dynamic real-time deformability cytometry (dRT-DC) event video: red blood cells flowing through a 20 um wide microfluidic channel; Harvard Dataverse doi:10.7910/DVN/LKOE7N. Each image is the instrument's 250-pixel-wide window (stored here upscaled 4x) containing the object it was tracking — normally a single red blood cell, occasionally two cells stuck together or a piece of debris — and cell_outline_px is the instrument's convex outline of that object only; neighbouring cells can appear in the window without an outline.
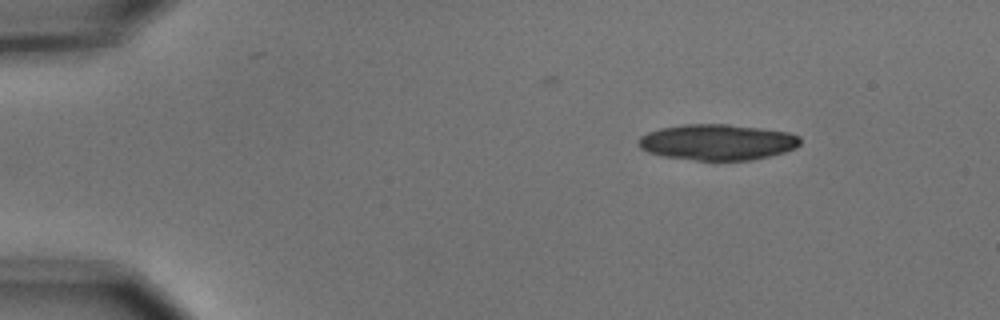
{"species": "common noctule bat (a hibernating species)", "species_latin": "Nyctalus noctula", "temperature_condition": "cold", "stored_images_in_passage": 8, "camera_frame_rate_fps": 3000, "um_per_image_px": 0.085, "animal": {"sex": "male", "body_mass_g": 15.6}, "frame": {"image": 1, "passage_image": 1, "time_ms": 0.0, "image_size_px": [1000, 320], "cell_outline_px": [[800, 144], [796, 148], [784, 152], [752, 160], [696, 160], [664, 156], [648, 152], [640, 148], [640, 136], [648, 132], [660, 128], [684, 124], [728, 124], [760, 128], [788, 132], [800, 136]], "centroid_in_image_um": [61.0, 12.08], "position_along_channel_um": 24.0, "area_um2": 33.7}}
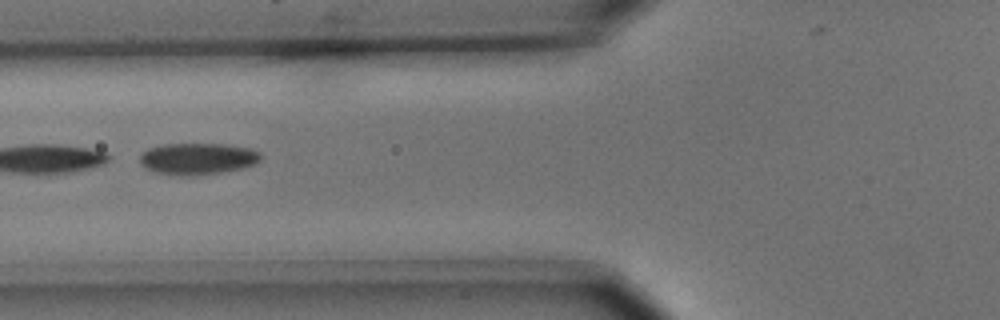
{"frame": {"image": 2, "passage_image": 5, "time_ms": 1.333, "image_size_px": [1000, 320], "cell_outline_px": [[260, 160], [244, 168], [224, 172], [192, 176], [172, 176], [156, 172], [144, 168], [140, 164], [140, 152], [148, 148], [164, 144], [228, 144], [248, 148], [260, 152]], "centroid_in_image_um": [16.74, 13.5], "position_along_channel_um": 109.1, "area_um2": 22.6}}
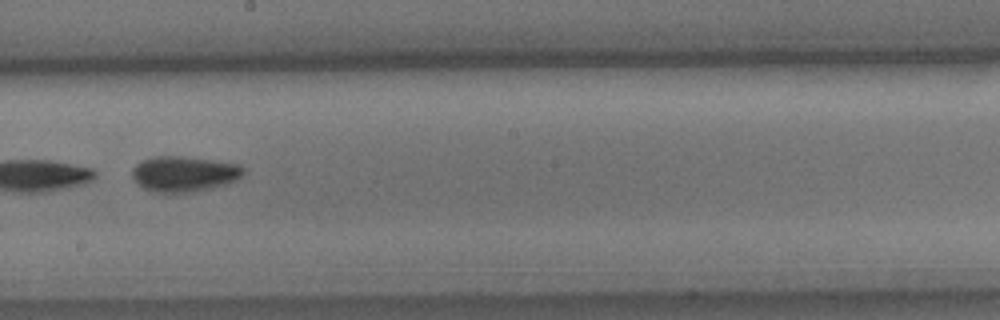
{"frame": {"image": 3, "passage_image": 8, "time_ms": 2.333, "image_size_px": [1000, 320], "cell_outline_px": [[244, 172], [236, 180], [224, 184], [196, 192], [156, 192], [144, 188], [132, 176], [132, 168], [136, 164], [144, 160], [156, 156], [180, 156], [240, 164], [244, 168]], "centroid_in_image_um": [15.65, 14.77], "position_along_channel_um": 232.5, "area_um2": 22.66}}